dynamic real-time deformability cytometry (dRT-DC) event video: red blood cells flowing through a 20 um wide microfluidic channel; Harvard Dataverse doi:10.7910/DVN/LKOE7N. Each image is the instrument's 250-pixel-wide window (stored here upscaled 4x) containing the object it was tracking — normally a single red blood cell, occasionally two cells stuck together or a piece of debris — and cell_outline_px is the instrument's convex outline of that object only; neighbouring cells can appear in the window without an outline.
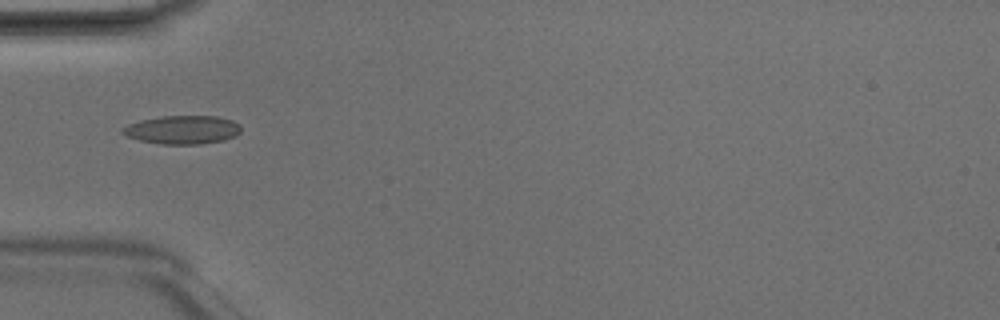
{"species": "Egyptian fruit bat (a non-hibernating species)", "species_latin": "Rousettus aegyptiacus", "temperature_condition": "room temperature", "stored_images_in_passage": 1, "camera_frame_rate_fps": 3000, "um_per_image_px": 0.085, "animal": {"sex": "male"}, "frame": {"image": 1, "passage_image": 1, "time_ms": 0.0, "image_size_px": [1000, 320], "cell_outline_px": [[240, 132], [236, 136], [224, 140], [200, 144], [160, 144], [140, 140], [128, 136], [120, 132], [128, 124], [140, 120], [164, 116], [216, 116], [232, 120], [240, 124]], "centroid_in_image_um": [15.54, 11.03], "position_along_channel_um": 69.5, "area_um2": 19.59}}